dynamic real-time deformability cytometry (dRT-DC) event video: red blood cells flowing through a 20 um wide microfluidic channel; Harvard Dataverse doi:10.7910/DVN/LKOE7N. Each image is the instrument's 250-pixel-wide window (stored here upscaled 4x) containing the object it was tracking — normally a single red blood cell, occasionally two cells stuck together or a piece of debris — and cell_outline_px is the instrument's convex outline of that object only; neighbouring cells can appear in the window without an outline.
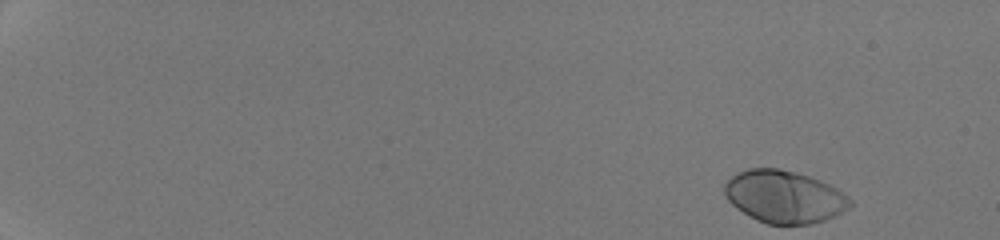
{"species": "human", "species_latin": "Homo sapiens", "temperature_condition": "room temperature", "stored_images_in_passage": 48, "camera_frame_rate_fps": 3000, "um_per_image_px": 0.085, "donor": {"sex": "male"}, "frame": {"image": 1, "passage_image": 1, "time_ms": 0.0, "image_size_px": [1000, 240], "cell_outline_px": [[852, 204], [848, 208], [824, 220], [812, 224], [768, 224], [756, 220], [736, 208], [728, 200], [724, 192], [724, 184], [736, 172], [748, 168], [780, 168], [808, 176], [820, 180], [836, 188], [848, 196], [852, 200]], "centroid_in_image_um": [66.63, 16.71], "position_along_channel_um": 18.4, "area_um2": 38.26}}
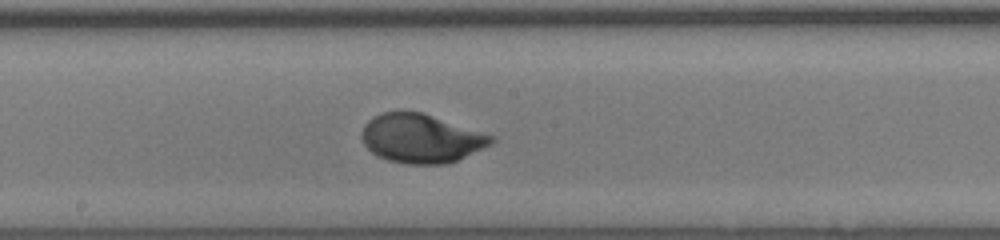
{"frame": {"image": 2, "passage_image": 28, "time_ms": 9.0, "image_size_px": [1000, 240], "cell_outline_px": [[496, 140], [492, 144], [456, 160], [444, 164], [408, 164], [388, 160], [372, 152], [364, 144], [360, 136], [360, 132], [364, 124], [372, 116], [380, 112], [424, 112], [496, 136]], "centroid_in_image_um": [35.79, 11.75], "position_along_channel_um": 212.4, "area_um2": 37.05}}
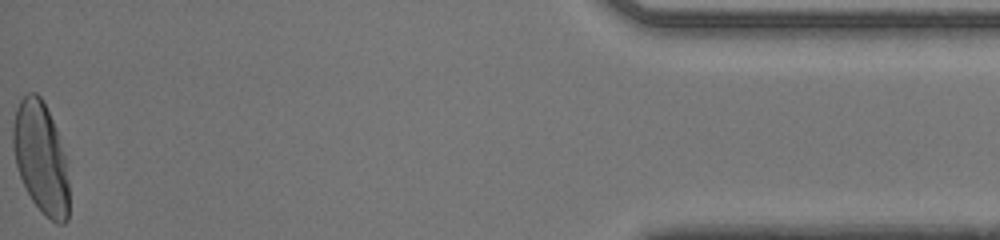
{"frame": {"image": 3, "passage_image": 48, "time_ms": 15.667, "image_size_px": [1000, 240], "cell_outline_px": [[68, 220], [64, 224], [56, 224], [44, 216], [32, 200], [20, 176], [16, 164], [12, 144], [12, 128], [16, 108], [20, 100], [28, 92], [36, 92], [40, 96], [56, 128], [68, 160]], "centroid_in_image_um": [3.49, 13.44], "position_along_channel_um": 431.7, "area_um2": 36.7}, "authors_computed_cell_mechanics": {"area_um2": 36.2984, "velocity_mm_per_s": 4.2866, "shape_relaxation_time_tau1_ms": 2.2, "shape_relaxation_time_tau2_ms": null, "deformation_change_tau1": 0.1694, "deformation_change_tau2": null}}